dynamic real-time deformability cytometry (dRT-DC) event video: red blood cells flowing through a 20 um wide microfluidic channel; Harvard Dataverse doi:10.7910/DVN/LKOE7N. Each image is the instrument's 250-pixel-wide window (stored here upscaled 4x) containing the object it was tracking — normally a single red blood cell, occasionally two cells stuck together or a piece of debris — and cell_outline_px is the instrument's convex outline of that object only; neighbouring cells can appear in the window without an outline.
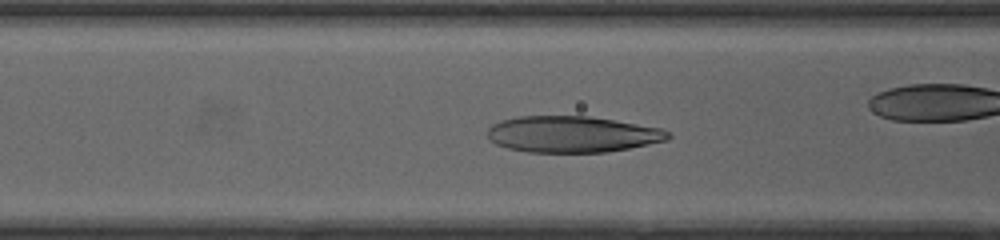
{"species": "human", "species_latin": "Homo sapiens", "temperature_condition": "cold", "stored_images_in_passage": 35, "camera_frame_rate_fps": 3000, "um_per_image_px": 0.085, "donor": {"sex": "female"}, "frame": {"image": 1, "passage_image": 16, "time_ms": 5.0, "image_size_px": [1000, 240], "cell_outline_px": [[668, 136], [660, 140], [644, 144], [624, 148], [600, 152], [536, 152], [512, 148], [500, 144], [496, 140], [492, 128], [496, 124], [508, 120], [528, 116], [580, 116], [608, 120], [656, 128], [668, 132]], "centroid_in_image_um": [48.67, 11.41], "position_along_channel_um": 117.9, "area_um2": 35.43}}
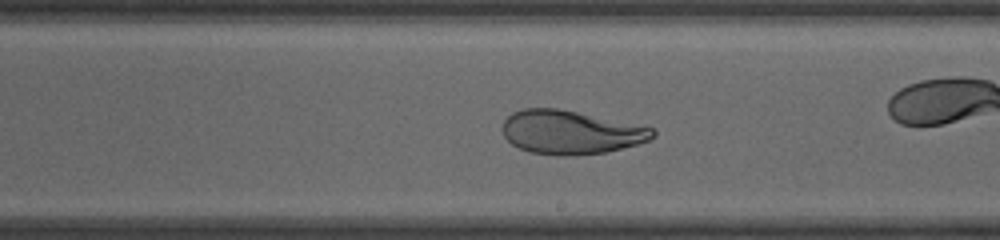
{"frame": {"image": 2, "passage_image": 25, "time_ms": 8.0, "image_size_px": [1000, 240], "cell_outline_px": [[652, 136], [648, 140], [600, 152], [536, 152], [520, 148], [508, 140], [504, 132], [504, 124], [508, 116], [516, 112], [528, 108], [548, 108], [572, 112], [652, 128]], "centroid_in_image_um": [48.44, 11.2], "position_along_channel_um": 240.6, "area_um2": 35.03}}